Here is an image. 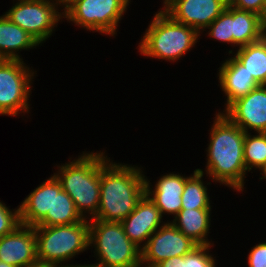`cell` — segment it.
Returning a JSON list of instances; mask_svg holds the SVG:
<instances>
[{
  "mask_svg": "<svg viewBox=\"0 0 266 267\" xmlns=\"http://www.w3.org/2000/svg\"><path fill=\"white\" fill-rule=\"evenodd\" d=\"M121 223L129 239L142 249L150 236L166 222H163L160 210L145 193L136 208Z\"/></svg>",
  "mask_w": 266,
  "mask_h": 267,
  "instance_id": "cell-13",
  "label": "cell"
},
{
  "mask_svg": "<svg viewBox=\"0 0 266 267\" xmlns=\"http://www.w3.org/2000/svg\"><path fill=\"white\" fill-rule=\"evenodd\" d=\"M53 203V174L37 186L19 205L20 222L36 226L47 213H51Z\"/></svg>",
  "mask_w": 266,
  "mask_h": 267,
  "instance_id": "cell-17",
  "label": "cell"
},
{
  "mask_svg": "<svg viewBox=\"0 0 266 267\" xmlns=\"http://www.w3.org/2000/svg\"><path fill=\"white\" fill-rule=\"evenodd\" d=\"M130 2L131 0H80L64 14V19L87 31L112 37L117 34L118 23Z\"/></svg>",
  "mask_w": 266,
  "mask_h": 267,
  "instance_id": "cell-8",
  "label": "cell"
},
{
  "mask_svg": "<svg viewBox=\"0 0 266 267\" xmlns=\"http://www.w3.org/2000/svg\"><path fill=\"white\" fill-rule=\"evenodd\" d=\"M53 1L56 3L58 10L60 6L63 8L60 9V12L62 11V14L64 15L73 5H75L80 0H53Z\"/></svg>",
  "mask_w": 266,
  "mask_h": 267,
  "instance_id": "cell-31",
  "label": "cell"
},
{
  "mask_svg": "<svg viewBox=\"0 0 266 267\" xmlns=\"http://www.w3.org/2000/svg\"><path fill=\"white\" fill-rule=\"evenodd\" d=\"M168 221L150 236L141 249V267H155L171 257L184 256L199 246Z\"/></svg>",
  "mask_w": 266,
  "mask_h": 267,
  "instance_id": "cell-10",
  "label": "cell"
},
{
  "mask_svg": "<svg viewBox=\"0 0 266 267\" xmlns=\"http://www.w3.org/2000/svg\"><path fill=\"white\" fill-rule=\"evenodd\" d=\"M173 218L170 222L198 245H214L208 239L211 209H181Z\"/></svg>",
  "mask_w": 266,
  "mask_h": 267,
  "instance_id": "cell-19",
  "label": "cell"
},
{
  "mask_svg": "<svg viewBox=\"0 0 266 267\" xmlns=\"http://www.w3.org/2000/svg\"><path fill=\"white\" fill-rule=\"evenodd\" d=\"M228 0H164L162 10L199 34L226 9ZM202 31V32H201Z\"/></svg>",
  "mask_w": 266,
  "mask_h": 267,
  "instance_id": "cell-11",
  "label": "cell"
},
{
  "mask_svg": "<svg viewBox=\"0 0 266 267\" xmlns=\"http://www.w3.org/2000/svg\"><path fill=\"white\" fill-rule=\"evenodd\" d=\"M211 126L204 171L213 182L243 192L248 173L243 153L245 132L221 111Z\"/></svg>",
  "mask_w": 266,
  "mask_h": 267,
  "instance_id": "cell-2",
  "label": "cell"
},
{
  "mask_svg": "<svg viewBox=\"0 0 266 267\" xmlns=\"http://www.w3.org/2000/svg\"><path fill=\"white\" fill-rule=\"evenodd\" d=\"M28 267H62V266L52 262H43L40 260H36L33 263H31Z\"/></svg>",
  "mask_w": 266,
  "mask_h": 267,
  "instance_id": "cell-32",
  "label": "cell"
},
{
  "mask_svg": "<svg viewBox=\"0 0 266 267\" xmlns=\"http://www.w3.org/2000/svg\"><path fill=\"white\" fill-rule=\"evenodd\" d=\"M0 267H14V266L0 261Z\"/></svg>",
  "mask_w": 266,
  "mask_h": 267,
  "instance_id": "cell-36",
  "label": "cell"
},
{
  "mask_svg": "<svg viewBox=\"0 0 266 267\" xmlns=\"http://www.w3.org/2000/svg\"><path fill=\"white\" fill-rule=\"evenodd\" d=\"M84 218L76 210L72 198L62 189L61 184L53 175V203L51 213L36 226L70 225L81 222Z\"/></svg>",
  "mask_w": 266,
  "mask_h": 267,
  "instance_id": "cell-20",
  "label": "cell"
},
{
  "mask_svg": "<svg viewBox=\"0 0 266 267\" xmlns=\"http://www.w3.org/2000/svg\"><path fill=\"white\" fill-rule=\"evenodd\" d=\"M37 46H39V43L29 33L12 23L5 14L0 16L1 59L23 61L19 52L22 50L28 51Z\"/></svg>",
  "mask_w": 266,
  "mask_h": 267,
  "instance_id": "cell-18",
  "label": "cell"
},
{
  "mask_svg": "<svg viewBox=\"0 0 266 267\" xmlns=\"http://www.w3.org/2000/svg\"><path fill=\"white\" fill-rule=\"evenodd\" d=\"M53 0H18L7 10L9 20L29 33L40 46L64 18Z\"/></svg>",
  "mask_w": 266,
  "mask_h": 267,
  "instance_id": "cell-9",
  "label": "cell"
},
{
  "mask_svg": "<svg viewBox=\"0 0 266 267\" xmlns=\"http://www.w3.org/2000/svg\"><path fill=\"white\" fill-rule=\"evenodd\" d=\"M210 39L233 46L232 6L228 3L226 9L206 28Z\"/></svg>",
  "mask_w": 266,
  "mask_h": 267,
  "instance_id": "cell-25",
  "label": "cell"
},
{
  "mask_svg": "<svg viewBox=\"0 0 266 267\" xmlns=\"http://www.w3.org/2000/svg\"><path fill=\"white\" fill-rule=\"evenodd\" d=\"M32 70L22 60L0 61V115L18 116L29 113L30 93L32 92Z\"/></svg>",
  "mask_w": 266,
  "mask_h": 267,
  "instance_id": "cell-7",
  "label": "cell"
},
{
  "mask_svg": "<svg viewBox=\"0 0 266 267\" xmlns=\"http://www.w3.org/2000/svg\"><path fill=\"white\" fill-rule=\"evenodd\" d=\"M214 245H199L189 253V267H216V257L209 253Z\"/></svg>",
  "mask_w": 266,
  "mask_h": 267,
  "instance_id": "cell-27",
  "label": "cell"
},
{
  "mask_svg": "<svg viewBox=\"0 0 266 267\" xmlns=\"http://www.w3.org/2000/svg\"><path fill=\"white\" fill-rule=\"evenodd\" d=\"M243 153L246 170H259L266 163V133H245Z\"/></svg>",
  "mask_w": 266,
  "mask_h": 267,
  "instance_id": "cell-24",
  "label": "cell"
},
{
  "mask_svg": "<svg viewBox=\"0 0 266 267\" xmlns=\"http://www.w3.org/2000/svg\"><path fill=\"white\" fill-rule=\"evenodd\" d=\"M62 267H98V266L93 265V264H84V265H83V264H82V265H81V264H79V265H78V264H73V265H72V264H70V263H69V264L67 263V264H65V265L62 266Z\"/></svg>",
  "mask_w": 266,
  "mask_h": 267,
  "instance_id": "cell-34",
  "label": "cell"
},
{
  "mask_svg": "<svg viewBox=\"0 0 266 267\" xmlns=\"http://www.w3.org/2000/svg\"><path fill=\"white\" fill-rule=\"evenodd\" d=\"M229 4L237 9L250 11L260 16L265 0H228Z\"/></svg>",
  "mask_w": 266,
  "mask_h": 267,
  "instance_id": "cell-29",
  "label": "cell"
},
{
  "mask_svg": "<svg viewBox=\"0 0 266 267\" xmlns=\"http://www.w3.org/2000/svg\"><path fill=\"white\" fill-rule=\"evenodd\" d=\"M89 247L98 267H141V249L125 234L121 222L89 219ZM98 258V259H97Z\"/></svg>",
  "mask_w": 266,
  "mask_h": 267,
  "instance_id": "cell-5",
  "label": "cell"
},
{
  "mask_svg": "<svg viewBox=\"0 0 266 267\" xmlns=\"http://www.w3.org/2000/svg\"><path fill=\"white\" fill-rule=\"evenodd\" d=\"M264 36L266 37V27L264 28Z\"/></svg>",
  "mask_w": 266,
  "mask_h": 267,
  "instance_id": "cell-37",
  "label": "cell"
},
{
  "mask_svg": "<svg viewBox=\"0 0 266 267\" xmlns=\"http://www.w3.org/2000/svg\"><path fill=\"white\" fill-rule=\"evenodd\" d=\"M233 46L241 47L260 40L264 27L256 13L232 6Z\"/></svg>",
  "mask_w": 266,
  "mask_h": 267,
  "instance_id": "cell-21",
  "label": "cell"
},
{
  "mask_svg": "<svg viewBox=\"0 0 266 267\" xmlns=\"http://www.w3.org/2000/svg\"><path fill=\"white\" fill-rule=\"evenodd\" d=\"M20 225L19 206L16 209H9L0 200V238L13 232Z\"/></svg>",
  "mask_w": 266,
  "mask_h": 267,
  "instance_id": "cell-26",
  "label": "cell"
},
{
  "mask_svg": "<svg viewBox=\"0 0 266 267\" xmlns=\"http://www.w3.org/2000/svg\"><path fill=\"white\" fill-rule=\"evenodd\" d=\"M37 260L34 227L21 224L0 238V261L14 267H28Z\"/></svg>",
  "mask_w": 266,
  "mask_h": 267,
  "instance_id": "cell-14",
  "label": "cell"
},
{
  "mask_svg": "<svg viewBox=\"0 0 266 267\" xmlns=\"http://www.w3.org/2000/svg\"><path fill=\"white\" fill-rule=\"evenodd\" d=\"M155 267H189V253L184 256H175L164 260Z\"/></svg>",
  "mask_w": 266,
  "mask_h": 267,
  "instance_id": "cell-30",
  "label": "cell"
},
{
  "mask_svg": "<svg viewBox=\"0 0 266 267\" xmlns=\"http://www.w3.org/2000/svg\"><path fill=\"white\" fill-rule=\"evenodd\" d=\"M218 69V82L227 97L225 109L236 99L260 86L234 56L228 57Z\"/></svg>",
  "mask_w": 266,
  "mask_h": 267,
  "instance_id": "cell-16",
  "label": "cell"
},
{
  "mask_svg": "<svg viewBox=\"0 0 266 267\" xmlns=\"http://www.w3.org/2000/svg\"><path fill=\"white\" fill-rule=\"evenodd\" d=\"M150 22L137 47L143 56L175 62L199 42L194 28L174 21L162 9Z\"/></svg>",
  "mask_w": 266,
  "mask_h": 267,
  "instance_id": "cell-4",
  "label": "cell"
},
{
  "mask_svg": "<svg viewBox=\"0 0 266 267\" xmlns=\"http://www.w3.org/2000/svg\"><path fill=\"white\" fill-rule=\"evenodd\" d=\"M37 260L64 266L89 248V220L70 225L34 226ZM63 263V264H62Z\"/></svg>",
  "mask_w": 266,
  "mask_h": 267,
  "instance_id": "cell-6",
  "label": "cell"
},
{
  "mask_svg": "<svg viewBox=\"0 0 266 267\" xmlns=\"http://www.w3.org/2000/svg\"><path fill=\"white\" fill-rule=\"evenodd\" d=\"M229 55L234 56L242 63L247 72L253 76L259 85H266V37L237 48L236 52L229 50Z\"/></svg>",
  "mask_w": 266,
  "mask_h": 267,
  "instance_id": "cell-22",
  "label": "cell"
},
{
  "mask_svg": "<svg viewBox=\"0 0 266 267\" xmlns=\"http://www.w3.org/2000/svg\"><path fill=\"white\" fill-rule=\"evenodd\" d=\"M188 177L173 172L162 175L152 190L151 182L146 176L145 193L158 207L162 216L167 213L175 217L179 213L182 207L181 196Z\"/></svg>",
  "mask_w": 266,
  "mask_h": 267,
  "instance_id": "cell-15",
  "label": "cell"
},
{
  "mask_svg": "<svg viewBox=\"0 0 266 267\" xmlns=\"http://www.w3.org/2000/svg\"><path fill=\"white\" fill-rule=\"evenodd\" d=\"M260 174L262 175L259 179L265 180L266 179V163L259 169Z\"/></svg>",
  "mask_w": 266,
  "mask_h": 267,
  "instance_id": "cell-35",
  "label": "cell"
},
{
  "mask_svg": "<svg viewBox=\"0 0 266 267\" xmlns=\"http://www.w3.org/2000/svg\"><path fill=\"white\" fill-rule=\"evenodd\" d=\"M222 113L245 133H266V85L236 99Z\"/></svg>",
  "mask_w": 266,
  "mask_h": 267,
  "instance_id": "cell-12",
  "label": "cell"
},
{
  "mask_svg": "<svg viewBox=\"0 0 266 267\" xmlns=\"http://www.w3.org/2000/svg\"><path fill=\"white\" fill-rule=\"evenodd\" d=\"M56 166L58 171L53 175L76 210L83 218L92 219L100 203V152L83 151L78 158Z\"/></svg>",
  "mask_w": 266,
  "mask_h": 267,
  "instance_id": "cell-3",
  "label": "cell"
},
{
  "mask_svg": "<svg viewBox=\"0 0 266 267\" xmlns=\"http://www.w3.org/2000/svg\"><path fill=\"white\" fill-rule=\"evenodd\" d=\"M248 267H266V242L253 246L248 254Z\"/></svg>",
  "mask_w": 266,
  "mask_h": 267,
  "instance_id": "cell-28",
  "label": "cell"
},
{
  "mask_svg": "<svg viewBox=\"0 0 266 267\" xmlns=\"http://www.w3.org/2000/svg\"><path fill=\"white\" fill-rule=\"evenodd\" d=\"M141 166L113 162L100 151V203L92 219L121 222L145 194Z\"/></svg>",
  "mask_w": 266,
  "mask_h": 267,
  "instance_id": "cell-1",
  "label": "cell"
},
{
  "mask_svg": "<svg viewBox=\"0 0 266 267\" xmlns=\"http://www.w3.org/2000/svg\"><path fill=\"white\" fill-rule=\"evenodd\" d=\"M205 175L203 169L197 168L185 181L181 196V209H211V201L208 188L203 181Z\"/></svg>",
  "mask_w": 266,
  "mask_h": 267,
  "instance_id": "cell-23",
  "label": "cell"
},
{
  "mask_svg": "<svg viewBox=\"0 0 266 267\" xmlns=\"http://www.w3.org/2000/svg\"><path fill=\"white\" fill-rule=\"evenodd\" d=\"M260 21H261L262 26L265 28L266 27V0L264 1L262 13L260 14Z\"/></svg>",
  "mask_w": 266,
  "mask_h": 267,
  "instance_id": "cell-33",
  "label": "cell"
}]
</instances>
